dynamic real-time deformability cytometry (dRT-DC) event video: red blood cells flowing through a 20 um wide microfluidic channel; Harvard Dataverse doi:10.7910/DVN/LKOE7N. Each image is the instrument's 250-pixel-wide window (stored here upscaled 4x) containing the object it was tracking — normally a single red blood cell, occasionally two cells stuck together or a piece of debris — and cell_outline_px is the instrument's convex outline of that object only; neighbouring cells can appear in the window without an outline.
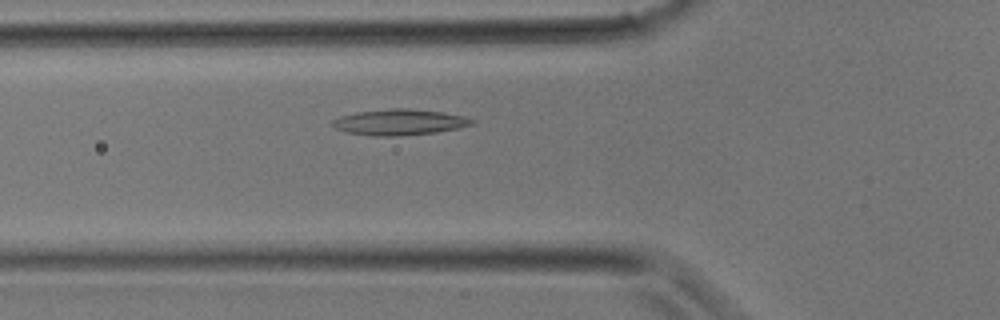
{"species": "common noctule bat (a hibernating species)", "species_latin": "Nyctalus noctula", "temperature_condition": "room temperature", "stored_images_in_passage": 30, "camera_frame_rate_fps": 3000, "um_per_image_px": 0.085, "animal": {"sex": "male", "body_mass_g": 17.9}, "frame": {"image": 1, "passage_image": 8, "time_ms": 2.333, "image_size_px": [1000, 320], "cell_outline_px": [[476, 124], [436, 132], [396, 136], [372, 136], [348, 132], [336, 128], [328, 124], [332, 120], [340, 116], [356, 112], [388, 108], [408, 108], [444, 112], [464, 116], [476, 120]], "centroid_in_image_um": [33.95, 10.37], "position_along_channel_um": 91.9, "area_um2": 21.21}}
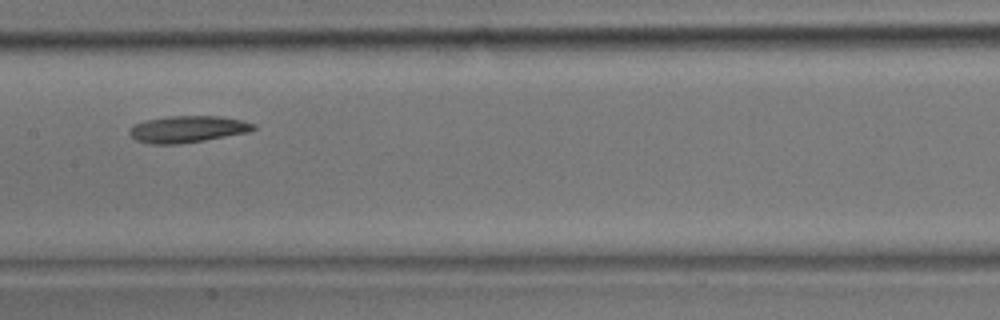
{"frame": {"image": 2, "passage_image": 13, "time_ms": 4.0, "image_size_px": [1000, 320], "cell_outline_px": [[256, 128], [248, 132], [204, 140], [180, 144], [152, 144], [136, 140], [128, 132], [136, 124], [144, 120], [168, 116], [220, 116], [244, 120], [256, 124]], "centroid_in_image_um": [15.98, 10.97], "position_along_channel_um": 191.4, "area_um2": 19.25}}
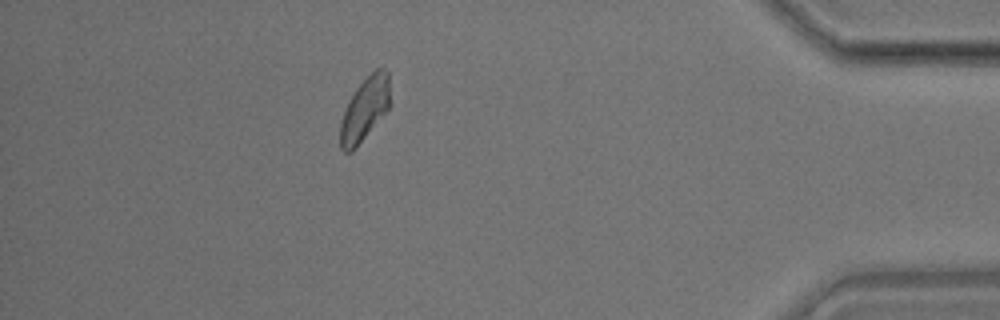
{"frame": {"image": 3, "passage_image": 26, "time_ms": 8.333, "image_size_px": [1000, 320], "cell_outline_px": [[392, 104], [356, 148], [352, 152], [344, 152], [340, 148], [340, 124], [348, 100], [356, 88], [376, 68], [384, 68], [388, 72]], "centroid_in_image_um": [31.03, 9.27], "position_along_channel_um": 404.2, "area_um2": 18.55}}